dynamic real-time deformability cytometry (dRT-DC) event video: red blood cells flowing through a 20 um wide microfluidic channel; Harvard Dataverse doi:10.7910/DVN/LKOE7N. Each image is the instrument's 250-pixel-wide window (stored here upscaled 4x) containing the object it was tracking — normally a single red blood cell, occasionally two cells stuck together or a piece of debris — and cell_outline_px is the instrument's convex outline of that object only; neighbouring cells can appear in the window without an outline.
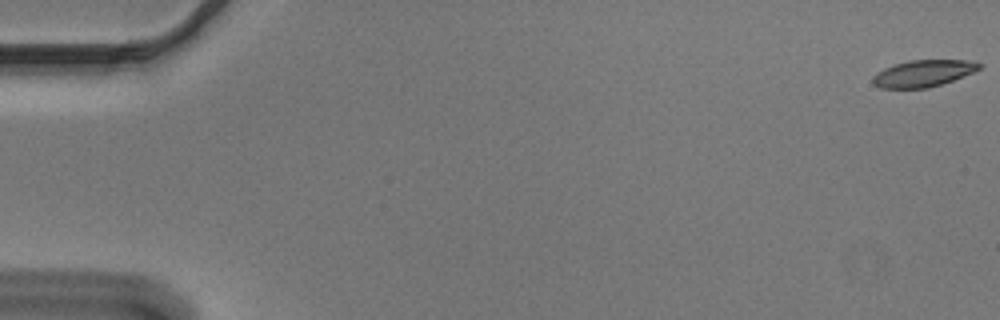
{"species": "Egyptian fruit bat (a non-hibernating species)", "species_latin": "Rousettus aegyptiacus", "temperature_condition": "cold", "stored_images_in_passage": 56, "segment_of_instrument_passage": [1, 2], "camera_frame_rate_fps": 3000, "um_per_image_px": 0.085, "animal": {"sex": "male"}, "frame": {"image": 1, "passage_image": 1, "time_ms": 0.0, "image_size_px": [1000, 320], "cell_outline_px": [[984, 64], [980, 68], [972, 72], [952, 80], [928, 88], [880, 88], [872, 84], [872, 76], [884, 68], [908, 60], [968, 60]], "centroid_in_image_um": [78.44, 6.23], "position_along_channel_um": 6.6, "area_um2": 16.47}}
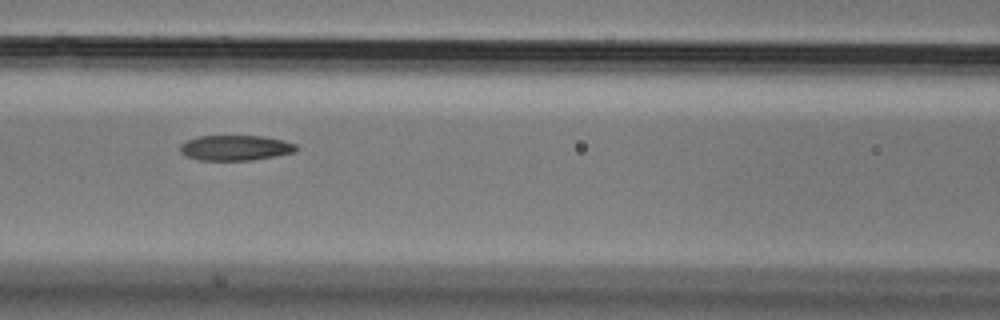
{"frame": {"image": 2, "passage_image": 25, "time_ms": 8.0, "image_size_px": [1000, 320], "cell_outline_px": [[300, 148], [296, 152], [276, 156], [252, 160], [200, 160], [184, 156], [180, 152], [180, 144], [196, 136], [264, 136], [296, 144]], "centroid_in_image_um": [20.01, 12.57], "position_along_channel_um": 146.6, "area_um2": 17.22}}
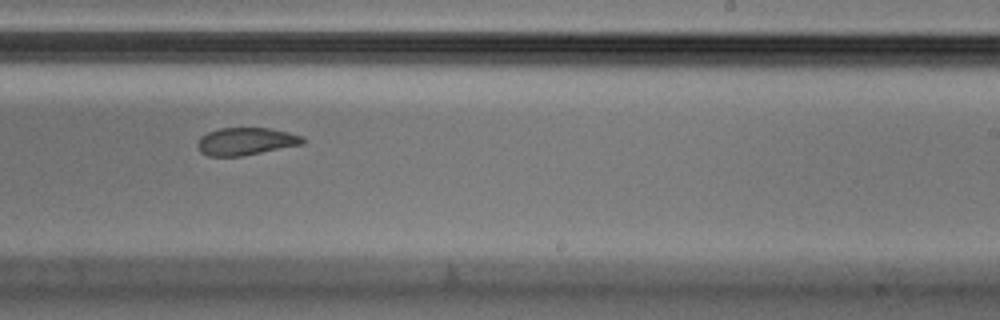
{"frame": {"image": 3, "passage_image": 35, "time_ms": 11.333, "image_size_px": [1000, 320], "cell_outline_px": [[304, 144], [244, 156], [208, 156], [200, 152], [196, 144], [200, 136], [208, 132], [220, 128], [268, 128], [288, 132], [300, 136], [304, 140]], "centroid_in_image_um": [20.86, 12.02], "position_along_channel_um": 268.1, "area_um2": 16.94}}